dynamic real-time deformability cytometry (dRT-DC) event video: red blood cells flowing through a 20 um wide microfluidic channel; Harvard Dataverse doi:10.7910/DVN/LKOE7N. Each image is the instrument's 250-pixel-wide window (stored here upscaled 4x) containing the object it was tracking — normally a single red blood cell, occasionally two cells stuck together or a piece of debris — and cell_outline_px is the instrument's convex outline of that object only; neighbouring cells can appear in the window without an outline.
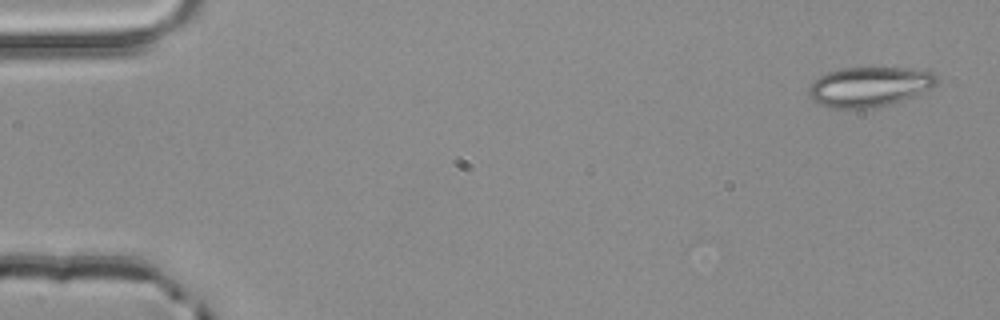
{"species": "common noctule bat (a hibernating species)", "species_latin": "Nyctalus noctula", "temperature_condition": "room temperature", "stored_images_in_passage": 4, "camera_frame_rate_fps": 3000, "um_per_image_px": 0.085, "animal": {"sex": "male", "body_mass_g": 20.4}, "frame": {"image": 1, "passage_image": 1, "time_ms": 0.0, "image_size_px": [1000, 320], "cell_outline_px": [[940, 80], [936, 84], [904, 100], [888, 104], [868, 108], [832, 108], [816, 104], [808, 96], [808, 88], [812, 80], [828, 72], [840, 68], [928, 68], [936, 72]], "centroid_in_image_um": [73.9, 7.35], "position_along_channel_um": 11.1, "area_um2": 30.11}}